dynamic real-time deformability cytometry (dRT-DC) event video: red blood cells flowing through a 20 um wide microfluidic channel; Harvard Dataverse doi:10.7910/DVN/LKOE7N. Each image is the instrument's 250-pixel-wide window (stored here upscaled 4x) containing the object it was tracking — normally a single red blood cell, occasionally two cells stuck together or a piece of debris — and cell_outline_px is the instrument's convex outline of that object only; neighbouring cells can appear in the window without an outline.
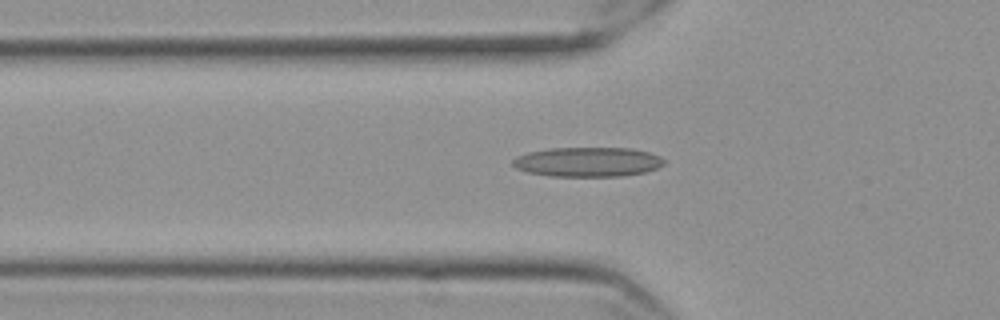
{"species": "Egyptian fruit bat (a non-hibernating species)", "species_latin": "Rousettus aegyptiacus", "temperature_condition": "cold", "stored_images_in_passage": 55, "camera_frame_rate_fps": 3000, "um_per_image_px": 0.085, "frame": {"image": 1, "passage_image": 19, "time_ms": 6.0, "image_size_px": [1000, 320], "cell_outline_px": [[664, 164], [656, 168], [644, 172], [620, 176], [552, 176], [528, 172], [516, 168], [512, 164], [512, 160], [516, 156], [528, 152], [548, 148], [632, 148], [648, 152], [660, 156], [664, 160]], "centroid_in_image_um": [49.93, 13.75], "position_along_channel_um": 75.9, "area_um2": 26.01}}
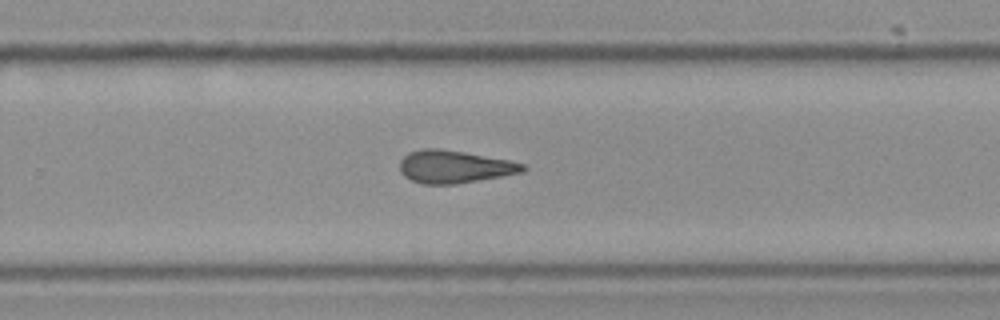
{"frame": {"image": 2, "passage_image": 37, "time_ms": 12.0, "image_size_px": [1000, 320], "cell_outline_px": [[528, 168], [524, 172], [456, 184], [424, 184], [412, 180], [404, 176], [400, 172], [400, 160], [408, 152], [420, 148], [436, 148], [464, 152], [508, 160], [524, 164]], "centroid_in_image_um": [38.6, 14.17], "position_along_channel_um": 291.2, "area_um2": 23.41}}
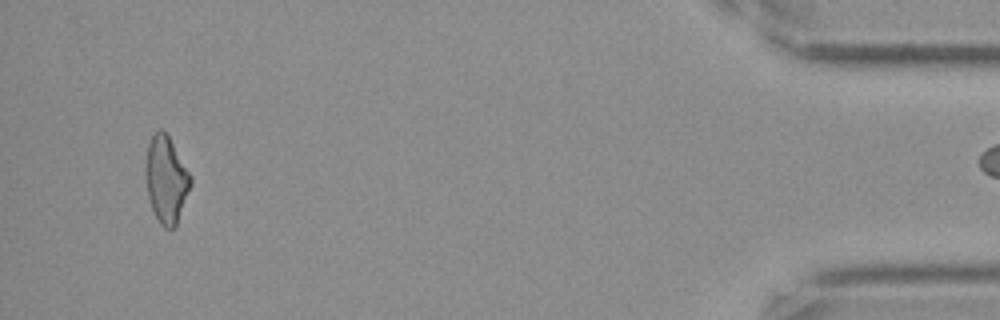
{"frame": {"image": 3, "passage_image": 54, "time_ms": 17.667, "image_size_px": [1000, 320], "cell_outline_px": [[192, 184], [176, 228], [164, 228], [160, 224], [152, 208], [148, 196], [144, 172], [144, 168], [148, 144], [152, 136], [160, 128], [168, 136], [192, 176]], "centroid_in_image_um": [14.13, 15.29], "position_along_channel_um": 421.1, "area_um2": 22.89}}